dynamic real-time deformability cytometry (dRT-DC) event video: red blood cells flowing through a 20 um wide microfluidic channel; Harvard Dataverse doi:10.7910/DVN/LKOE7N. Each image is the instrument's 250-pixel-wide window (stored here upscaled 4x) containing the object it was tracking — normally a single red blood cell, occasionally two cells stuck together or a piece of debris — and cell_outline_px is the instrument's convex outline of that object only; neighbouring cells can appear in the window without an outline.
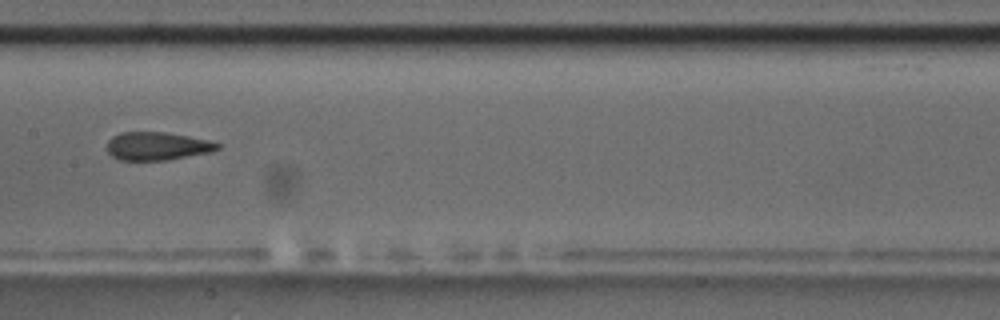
{"species": "common noctule bat (a hibernating species)", "species_latin": "Nyctalus noctula", "temperature_condition": "room temperature", "stored_images_in_passage": 9, "camera_frame_rate_fps": 3000, "um_per_image_px": 0.085, "animal": {"sex": "male", "body_mass_g": 17.5, "forearm_length_mm": 52.3}, "frame": {"image": 1, "passage_image": 6, "time_ms": 5.667, "image_size_px": [1000, 320], "cell_outline_px": [[220, 148], [212, 152], [164, 160], [120, 160], [112, 156], [108, 152], [108, 140], [112, 136], [120, 132], [164, 132], [188, 136], [208, 140], [220, 144]], "centroid_in_image_um": [13.36, 12.41], "position_along_channel_um": 194.0, "area_um2": 18.03}}
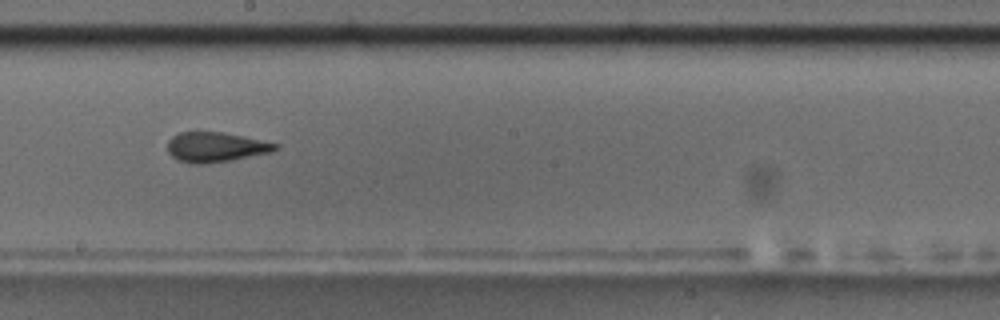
{"frame": {"image": 2, "passage_image": 7, "time_ms": 6.667, "image_size_px": [1000, 320], "cell_outline_px": [[280, 148], [272, 152], [232, 160], [204, 164], [192, 164], [176, 160], [168, 152], [168, 140], [172, 136], [180, 132], [224, 132], [244, 136], [280, 144]], "centroid_in_image_um": [18.35, 12.51], "position_along_channel_um": 229.8, "area_um2": 19.02}}